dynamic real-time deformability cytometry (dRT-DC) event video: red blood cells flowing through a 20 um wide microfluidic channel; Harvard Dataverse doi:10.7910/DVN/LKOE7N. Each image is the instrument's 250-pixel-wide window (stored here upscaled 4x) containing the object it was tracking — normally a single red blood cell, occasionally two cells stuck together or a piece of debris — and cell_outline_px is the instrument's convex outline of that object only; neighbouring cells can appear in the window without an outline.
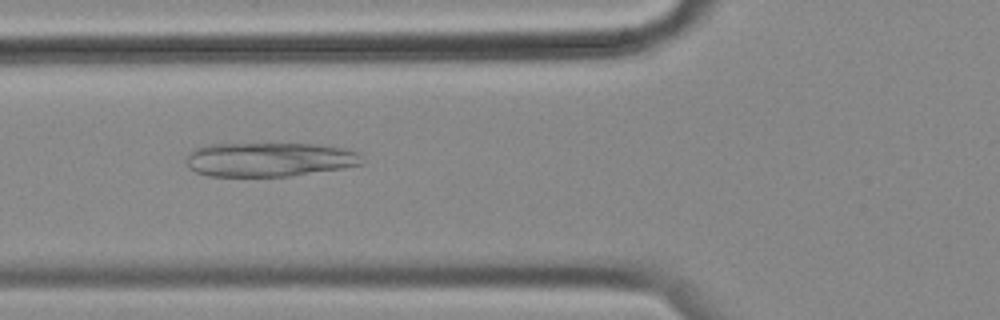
{"species": "common noctule bat (a hibernating species)", "species_latin": "Nyctalus noctula", "temperature_condition": "cold", "stored_images_in_passage": 43, "camera_frame_rate_fps": 3000, "um_per_image_px": 0.085, "animal": {"sex": "female", "body_mass_g": 18.4}, "frame": {"image": 1, "passage_image": 7, "time_ms": 2.0, "image_size_px": [1000, 320], "cell_outline_px": [[364, 164], [292, 176], [208, 176], [196, 172], [188, 168], [184, 160], [188, 152], [204, 144], [312, 144], [344, 148], [356, 152], [360, 156]], "centroid_in_image_um": [22.81, 13.56], "position_along_channel_um": 103.0, "area_um2": 35.08}}
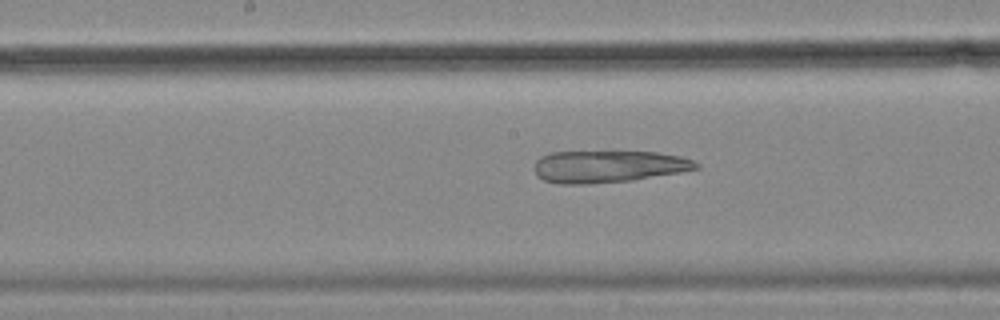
{"frame": {"image": 2, "passage_image": 15, "time_ms": 4.667, "image_size_px": [1000, 320], "cell_outline_px": [[700, 168], [680, 172], [632, 180], [588, 184], [560, 184], [544, 180], [532, 168], [536, 160], [540, 156], [552, 152], [612, 148], [656, 152], [680, 156], [692, 160], [700, 164]], "centroid_in_image_um": [51.68, 14.09], "position_along_channel_um": 196.5, "area_um2": 31.67}}
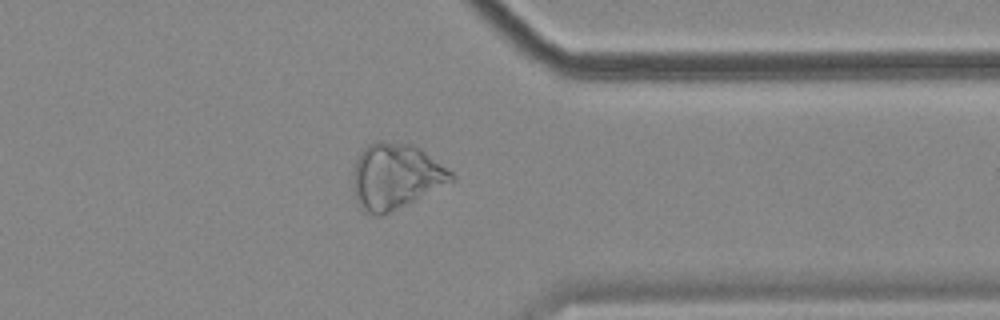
{"frame": {"image": 3, "passage_image": 31, "time_ms": 10.0, "image_size_px": [1000, 320], "cell_outline_px": [[456, 180], [380, 216], [376, 216], [364, 212], [360, 208], [356, 200], [352, 188], [352, 172], [356, 160], [360, 152], [368, 144], [376, 140], [380, 140], [412, 144], [420, 148], [452, 172], [456, 176]], "centroid_in_image_um": [33.58, 14.97], "position_along_channel_um": 377.8, "area_um2": 37.69}}